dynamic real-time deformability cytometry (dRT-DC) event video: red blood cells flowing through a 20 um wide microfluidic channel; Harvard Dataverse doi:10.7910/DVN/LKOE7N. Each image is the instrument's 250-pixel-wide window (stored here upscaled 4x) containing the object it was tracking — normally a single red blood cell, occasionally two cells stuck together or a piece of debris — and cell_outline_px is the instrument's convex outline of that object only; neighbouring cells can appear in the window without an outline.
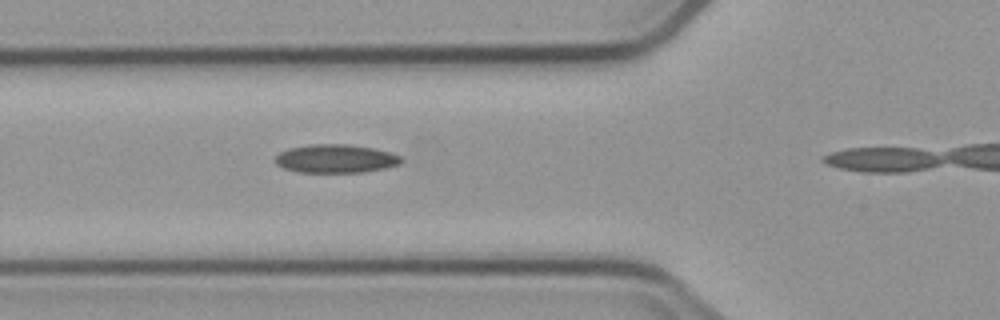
{"species": "common noctule bat (a hibernating species)", "species_latin": "Nyctalus noctula", "temperature_condition": "cold", "stored_images_in_passage": 3, "camera_frame_rate_fps": 3000, "um_per_image_px": 0.085, "animal": {"sex": "male", "body_mass_g": 23.1, "forearm_length_mm": 52.7}, "frame": {"image": 1, "passage_image": 2, "time_ms": 1.0, "image_size_px": [1000, 320], "cell_outline_px": [[400, 164], [384, 168], [360, 172], [296, 172], [284, 168], [276, 164], [276, 156], [280, 152], [288, 148], [312, 144], [348, 144], [372, 148], [388, 152], [400, 156]], "centroid_in_image_um": [28.49, 13.48], "position_along_channel_um": 97.3, "area_um2": 20.63}}